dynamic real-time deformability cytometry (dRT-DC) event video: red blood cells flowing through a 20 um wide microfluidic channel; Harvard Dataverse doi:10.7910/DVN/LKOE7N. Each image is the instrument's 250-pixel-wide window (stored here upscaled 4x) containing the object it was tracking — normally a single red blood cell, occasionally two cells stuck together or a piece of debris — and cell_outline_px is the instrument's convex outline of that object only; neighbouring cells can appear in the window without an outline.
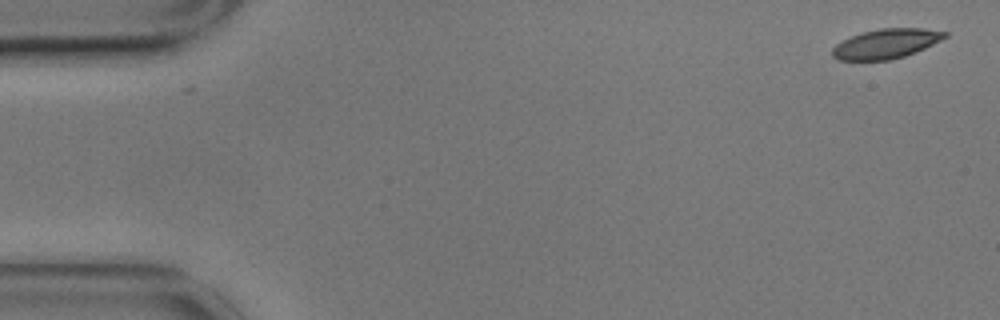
{"species": "common noctule bat (a hibernating species)", "species_latin": "Nyctalus noctula", "temperature_condition": "cold", "stored_images_in_passage": 14, "camera_frame_rate_fps": 3000, "um_per_image_px": 0.085, "animal": {"sex": "male", "body_mass_g": 17.9}, "frame": {"image": 1, "passage_image": 1, "time_ms": 0.0, "image_size_px": [1000, 320], "cell_outline_px": [[948, 36], [916, 52], [904, 56], [888, 60], [840, 60], [832, 56], [832, 48], [836, 44], [852, 36], [864, 32], [880, 28], [924, 28], [948, 32]], "centroid_in_image_um": [75.33, 3.71], "position_along_channel_um": 9.7, "area_um2": 19.25}}
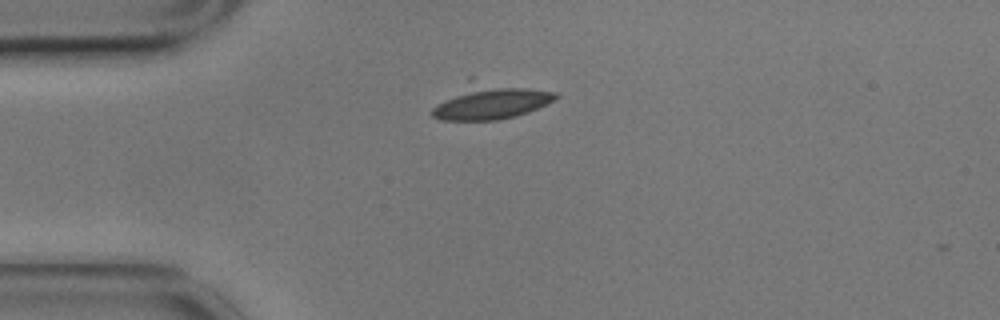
{"frame": {"image": 2, "passage_image": 13, "time_ms": 4.0, "image_size_px": [1000, 320], "cell_outline_px": [[560, 96], [556, 100], [528, 112], [516, 116], [496, 120], [440, 120], [432, 116], [432, 108], [436, 104], [476, 88], [524, 88], [556, 92]], "centroid_in_image_um": [41.85, 8.83], "position_along_channel_um": 43.2, "area_um2": 21.73}}